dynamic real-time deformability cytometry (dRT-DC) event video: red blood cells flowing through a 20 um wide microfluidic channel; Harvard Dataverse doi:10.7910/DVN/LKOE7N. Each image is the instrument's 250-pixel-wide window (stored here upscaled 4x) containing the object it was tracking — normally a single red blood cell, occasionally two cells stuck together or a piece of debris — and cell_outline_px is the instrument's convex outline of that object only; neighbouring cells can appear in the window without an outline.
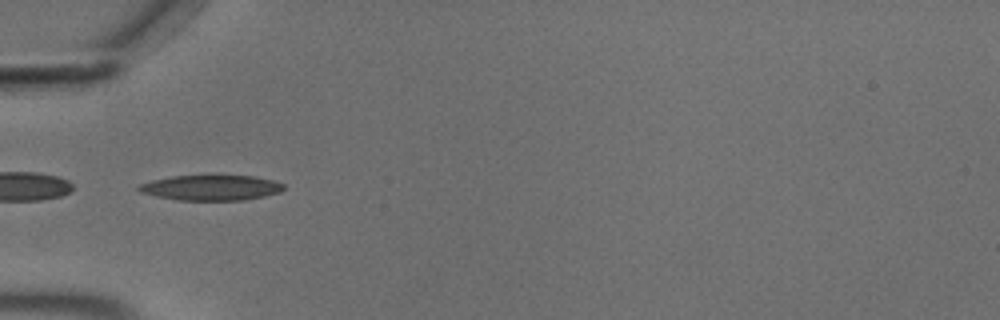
{"species": "common noctule bat (a hibernating species)", "species_latin": "Nyctalus noctula", "temperature_condition": "cold", "stored_images_in_passage": 38, "camera_frame_rate_fps": 3000, "um_per_image_px": 0.085, "animal": {"sex": "male", "body_mass_g": 18.8}, "frame": {"image": 1, "passage_image": 1, "time_ms": 0.0, "image_size_px": [1000, 320], "cell_outline_px": [[284, 188], [280, 192], [264, 196], [244, 200], [180, 200], [156, 196], [140, 192], [136, 188], [140, 184], [152, 180], [172, 176], [216, 172], [256, 176], [272, 180], [284, 184]], "centroid_in_image_um": [17.96, 15.89], "position_along_channel_um": 67.0, "area_um2": 22.43}}
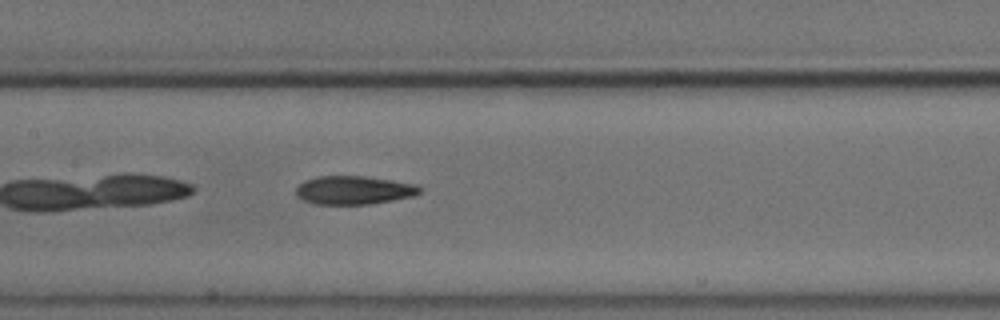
{"frame": {"image": 2, "passage_image": 10, "time_ms": 3.0, "image_size_px": [1000, 320], "cell_outline_px": [[420, 192], [412, 196], [392, 200], [368, 204], [316, 204], [304, 200], [296, 196], [296, 188], [304, 180], [316, 176], [364, 176], [420, 184]], "centroid_in_image_um": [30.07, 16.15], "position_along_channel_um": 177.3, "area_um2": 20.52}}
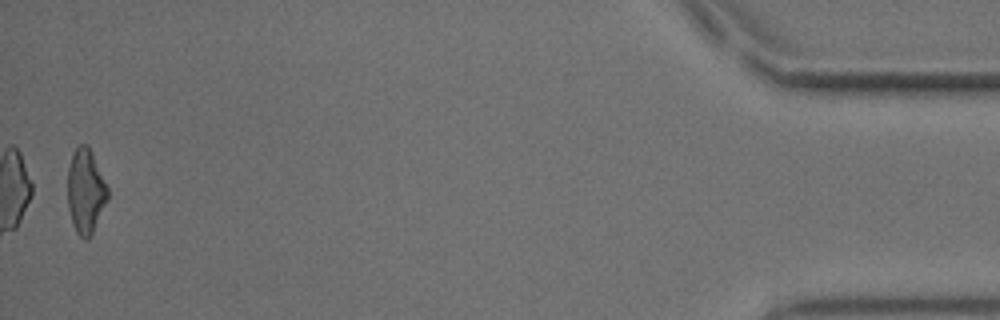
{"frame": {"image": 3, "passage_image": 37, "time_ms": 12.0, "image_size_px": [1000, 320], "cell_outline_px": [[108, 200], [88, 240], [84, 240], [76, 232], [72, 224], [68, 208], [68, 168], [72, 152], [80, 144], [88, 144], [108, 188]], "centroid_in_image_um": [7.27, 16.25], "position_along_channel_um": 427.9, "area_um2": 19.71}, "authors_computed_cell_mechanics": {"area_um2": 20.3745, "velocity_mm_per_s": 3.6976, "shape_relaxation_time_tau1_ms": 5.4351, "shape_relaxation_time_tau2_ms": 4.4321, "deformation_change_tau1": 0.1753, "deformation_change_tau2": 0.1509}}